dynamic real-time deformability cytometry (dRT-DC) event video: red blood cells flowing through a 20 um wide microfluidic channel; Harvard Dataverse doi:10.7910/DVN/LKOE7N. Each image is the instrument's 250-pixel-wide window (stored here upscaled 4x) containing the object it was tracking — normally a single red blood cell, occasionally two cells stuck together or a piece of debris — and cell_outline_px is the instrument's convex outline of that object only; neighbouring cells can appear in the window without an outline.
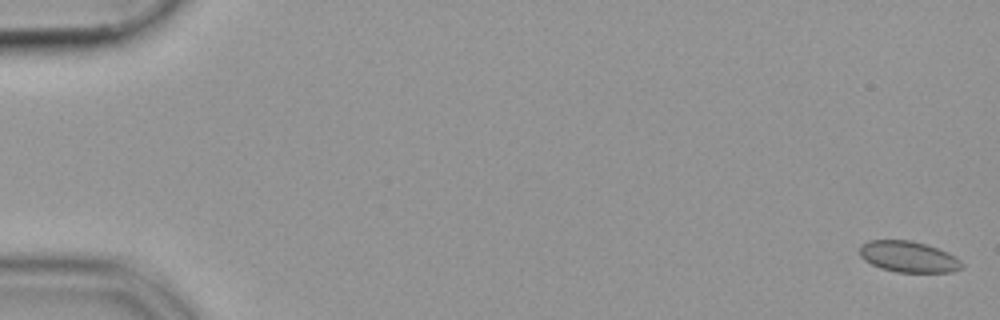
{"species": "common noctule bat (a hibernating species)", "species_latin": "Nyctalus noctula", "temperature_condition": "cold", "stored_images_in_passage": 11, "camera_frame_rate_fps": 3000, "um_per_image_px": 0.085, "animal": {"sex": "female", "body_mass_g": 19.9}, "frame": {"image": 1, "passage_image": 1, "time_ms": 0.0, "image_size_px": [1000, 320], "cell_outline_px": [[964, 268], [952, 272], [896, 272], [880, 268], [864, 260], [860, 256], [860, 244], [868, 240], [912, 240], [948, 252], [956, 256], [964, 264]], "centroid_in_image_um": [77.23, 21.82], "position_along_channel_um": 7.8, "area_um2": 18.67}}